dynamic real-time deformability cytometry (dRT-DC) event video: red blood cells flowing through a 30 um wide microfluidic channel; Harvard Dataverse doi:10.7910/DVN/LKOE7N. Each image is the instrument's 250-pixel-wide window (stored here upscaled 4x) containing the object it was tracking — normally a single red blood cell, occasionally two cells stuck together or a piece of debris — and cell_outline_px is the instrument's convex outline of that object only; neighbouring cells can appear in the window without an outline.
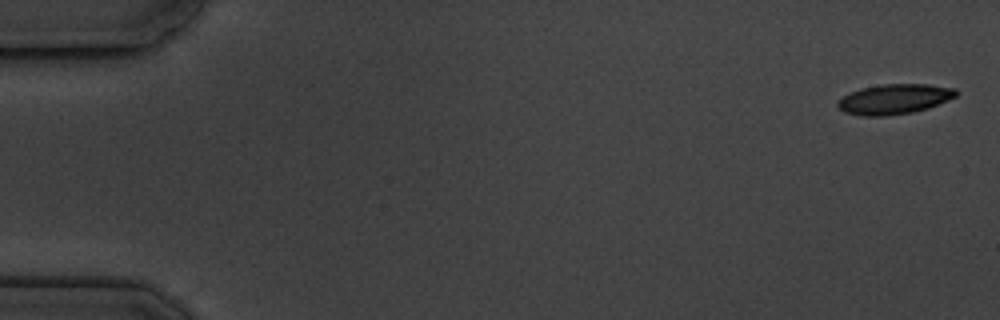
{"species": "common noctule bat (a hibernating species)", "species_latin": "Nyctalus noctula", "temperature_condition": "cold", "stored_images_in_passage": 6, "camera_frame_rate_fps": 3000, "um_per_image_px": 0.085, "animal": {"sex": "male", "body_mass_g": 19.5, "forearm_length_mm": 54.6}, "frame": {"image": 1, "passage_image": 1, "time_ms": 0.0, "image_size_px": [1000, 320], "cell_outline_px": [[960, 92], [956, 96], [948, 100], [928, 108], [912, 112], [884, 116], [864, 116], [844, 112], [836, 104], [844, 96], [860, 88], [884, 84], [928, 84], [956, 88]], "centroid_in_image_um": [76.06, 8.42], "position_along_channel_um": 8.9, "area_um2": 20.63}}
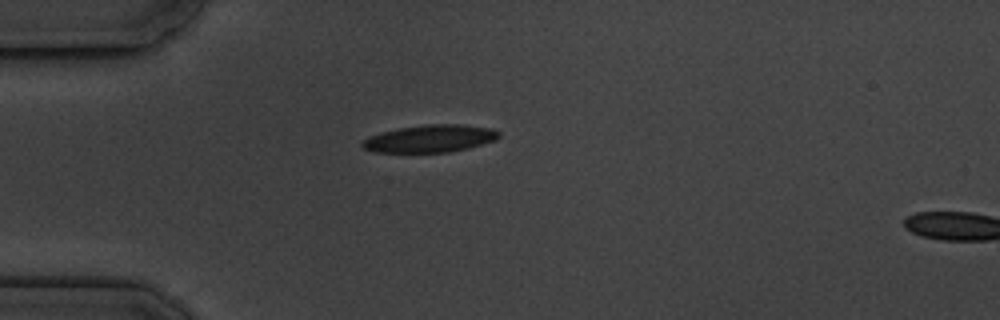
{"frame": {"image": 2, "passage_image": 5, "time_ms": 4.667, "image_size_px": [1000, 320], "cell_outline_px": [[500, 136], [496, 140], [468, 148], [448, 152], [376, 152], [364, 148], [360, 144], [368, 136], [380, 132], [400, 128], [428, 124], [460, 124], [492, 128], [500, 132]], "centroid_in_image_um": [36.57, 11.77], "position_along_channel_um": 48.4, "area_um2": 21.79}}